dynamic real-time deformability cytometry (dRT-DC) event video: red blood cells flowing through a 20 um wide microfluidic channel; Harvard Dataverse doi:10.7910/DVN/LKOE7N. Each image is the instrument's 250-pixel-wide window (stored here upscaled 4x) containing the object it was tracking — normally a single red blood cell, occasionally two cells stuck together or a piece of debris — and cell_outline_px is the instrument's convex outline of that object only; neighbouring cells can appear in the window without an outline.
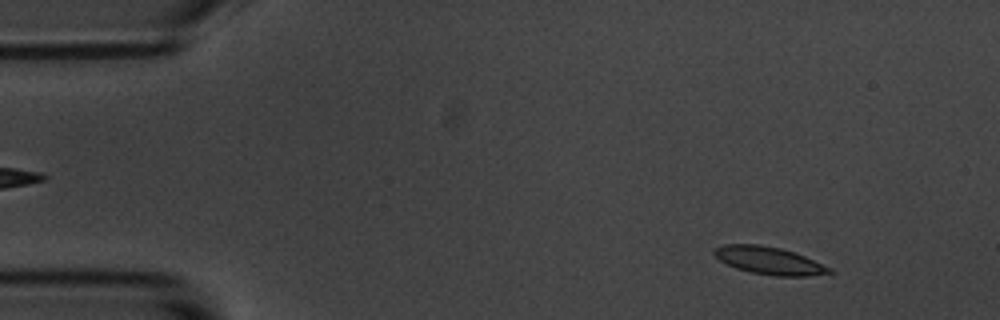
{"species": "common noctule bat (a hibernating species)", "species_latin": "Nyctalus noctula", "temperature_condition": "room temperature", "stored_images_in_passage": 57, "camera_frame_rate_fps": 3000, "um_per_image_px": 0.085, "animal": {"sex": "male", "body_mass_g": 20.1, "forearm_length_mm": 53.5}, "frame": {"image": 1, "passage_image": 6, "time_ms": 1.667, "image_size_px": [1000, 320], "cell_outline_px": [[836, 272], [808, 276], [776, 276], [752, 272], [736, 268], [720, 260], [712, 252], [716, 248], [724, 244], [756, 244], [780, 248], [804, 256], [832, 268]], "centroid_in_image_um": [65.4, 22.15], "position_along_channel_um": 19.6, "area_um2": 18.26}}
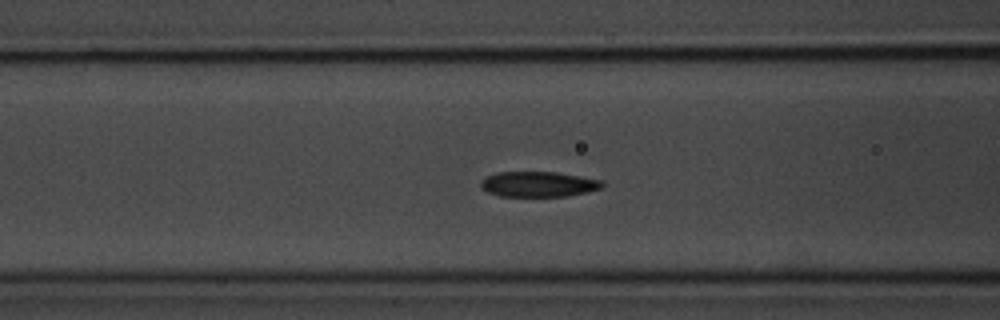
{"frame": {"image": 2, "passage_image": 22, "time_ms": 7.0, "image_size_px": [1000, 320], "cell_outline_px": [[604, 184], [600, 188], [588, 192], [568, 196], [500, 196], [488, 192], [480, 188], [480, 180], [484, 176], [496, 172], [556, 172], [604, 180]], "centroid_in_image_um": [45.74, 15.65], "position_along_channel_um": 120.9, "area_um2": 18.15}}
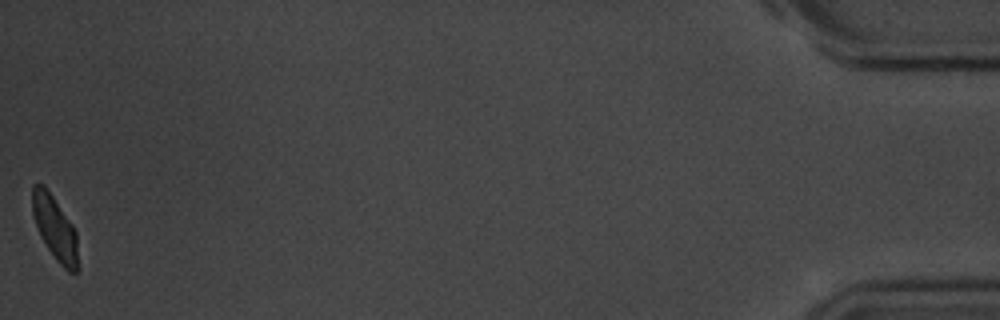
{"frame": {"image": 3, "passage_image": 57, "time_ms": 18.667, "image_size_px": [1000, 320], "cell_outline_px": [[80, 268], [76, 272], [68, 272], [56, 260], [40, 236], [32, 212], [32, 184], [44, 184], [72, 224], [76, 232]], "centroid_in_image_um": [4.69, 19.42], "position_along_channel_um": 430.5, "area_um2": 17.17}, "authors_computed_cell_mechanics": {"area_um2": 18.207, "velocity_mm_per_s": 3.4936, "shape_relaxation_time_tau1_ms": 3.2546, "shape_relaxation_time_tau2_ms": 2.1824, "deformation_change_tau1": 0.1187, "deformation_change_tau2": 0.0739}}